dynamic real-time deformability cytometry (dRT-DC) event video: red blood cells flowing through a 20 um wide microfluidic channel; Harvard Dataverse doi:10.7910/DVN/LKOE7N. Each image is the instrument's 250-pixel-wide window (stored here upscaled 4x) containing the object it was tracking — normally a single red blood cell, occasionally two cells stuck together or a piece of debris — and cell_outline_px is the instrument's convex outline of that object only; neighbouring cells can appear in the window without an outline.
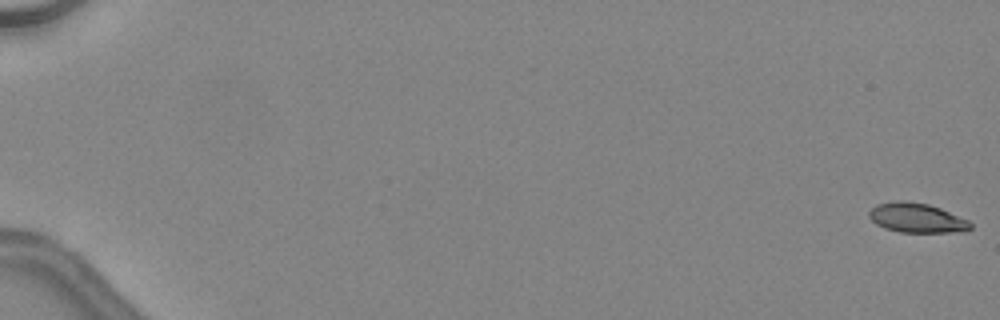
{"species": "common noctule bat (a hibernating species)", "species_latin": "Nyctalus noctula", "temperature_condition": "warm", "stored_images_in_passage": 48, "camera_frame_rate_fps": 3000, "um_per_image_px": 0.085, "animal": {"sex": "female", "body_mass_g": 24.6, "forearm_length_mm": 56.2}, "frame": {"image": 1, "passage_image": 1, "time_ms": 0.0, "image_size_px": [1000, 320], "cell_outline_px": [[972, 228], [964, 232], [900, 232], [884, 228], [876, 224], [868, 216], [868, 212], [876, 204], [896, 200], [904, 200], [928, 204], [940, 208], [968, 220], [972, 224]], "centroid_in_image_um": [77.91, 18.52], "position_along_channel_um": 7.1, "area_um2": 17.57}}
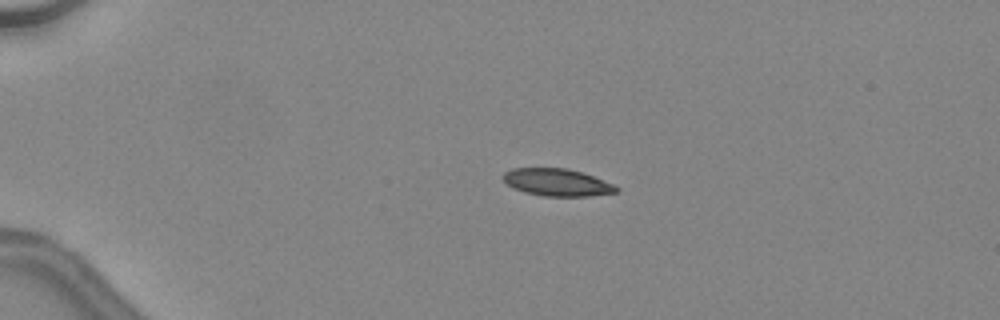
{"frame": {"image": 2, "passage_image": 13, "time_ms": 4.0, "image_size_px": [1000, 320], "cell_outline_px": [[620, 188], [616, 192], [588, 196], [544, 196], [524, 192], [508, 184], [500, 176], [504, 172], [512, 168], [568, 168], [584, 172], [612, 184]], "centroid_in_image_um": [47.34, 15.49], "position_along_channel_um": 37.7, "area_um2": 17.98}}
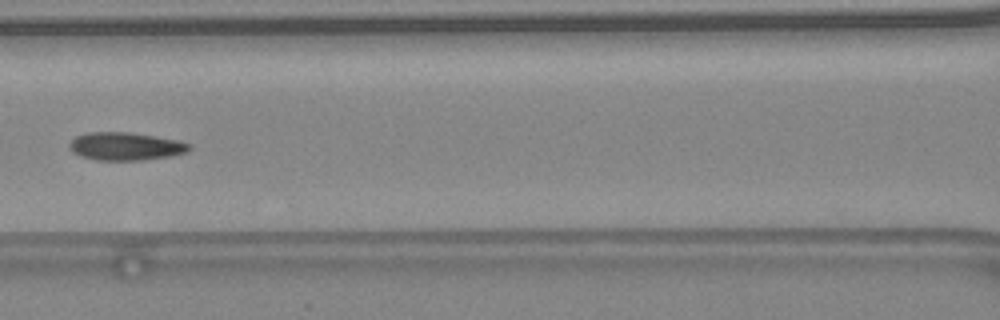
{"frame": {"image": 3, "passage_image": 25, "time_ms": 8.0, "image_size_px": [1000, 320], "cell_outline_px": [[192, 148], [188, 152], [172, 156], [140, 160], [96, 160], [80, 156], [72, 152], [68, 144], [76, 136], [88, 132], [128, 132], [180, 140], [192, 144]], "centroid_in_image_um": [10.71, 12.44], "position_along_channel_um": 155.9, "area_um2": 19.71}, "authors_computed_cell_mechanics": {"area_um2": 18.785, "velocity_mm_per_s": 4.5303, "shape_relaxation_time_tau1_ms": 7.7703, "shape_relaxation_time_tau2_ms": 1.3336, "deformation_change_tau1": 0.198, "deformation_change_tau2": 0.0756}}